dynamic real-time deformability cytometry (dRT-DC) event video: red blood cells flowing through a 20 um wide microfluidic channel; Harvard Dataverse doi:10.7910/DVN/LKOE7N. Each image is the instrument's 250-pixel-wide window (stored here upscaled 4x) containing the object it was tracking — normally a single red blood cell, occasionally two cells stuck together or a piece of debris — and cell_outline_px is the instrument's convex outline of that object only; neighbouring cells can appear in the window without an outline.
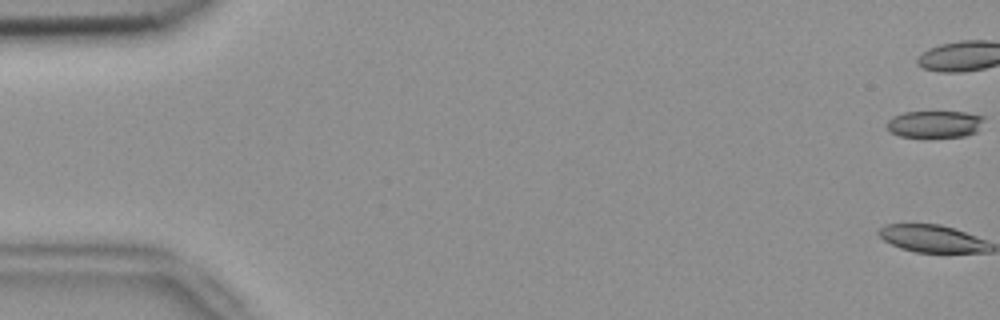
{"species": "common noctule bat (a hibernating species)", "species_latin": "Nyctalus noctula", "temperature_condition": "room temperature", "stored_images_in_passage": 43, "camera_frame_rate_fps": 3000, "um_per_image_px": 0.085, "animal": {"sex": "female", "body_mass_g": 18.4}, "frame": {"image": 1, "passage_image": 1, "time_ms": 0.0, "image_size_px": [1000, 320], "cell_outline_px": [[984, 120], [976, 132], [964, 136], [900, 136], [892, 132], [888, 128], [888, 120], [892, 116], [904, 112], [964, 112], [984, 116]], "centroid_in_image_um": [79.47, 10.53], "position_along_channel_um": 5.5, "area_um2": 14.97}}